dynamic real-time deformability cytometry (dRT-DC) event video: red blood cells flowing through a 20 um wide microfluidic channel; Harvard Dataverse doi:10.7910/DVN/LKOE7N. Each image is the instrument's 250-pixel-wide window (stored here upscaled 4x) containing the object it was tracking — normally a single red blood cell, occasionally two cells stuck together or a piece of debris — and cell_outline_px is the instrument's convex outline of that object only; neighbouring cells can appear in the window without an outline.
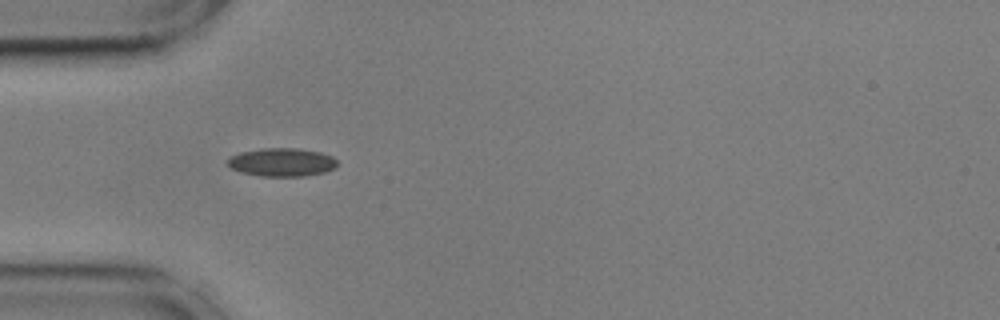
{"species": "common noctule bat (a hibernating species)", "species_latin": "Nyctalus noctula", "temperature_condition": "cold", "stored_images_in_passage": 44, "camera_frame_rate_fps": 3000, "um_per_image_px": 0.085, "animal": {"sex": "male", "body_mass_g": 17.9, "forearm_length_mm": 54.2}, "frame": {"image": 1, "passage_image": 5, "time_ms": 1.333, "image_size_px": [1000, 320], "cell_outline_px": [[336, 168], [324, 172], [304, 176], [260, 176], [240, 172], [232, 168], [228, 164], [228, 160], [232, 156], [240, 152], [260, 148], [296, 148], [320, 152], [332, 156], [336, 160]], "centroid_in_image_um": [23.96, 13.79], "position_along_channel_um": 61.0, "area_um2": 18.03}}
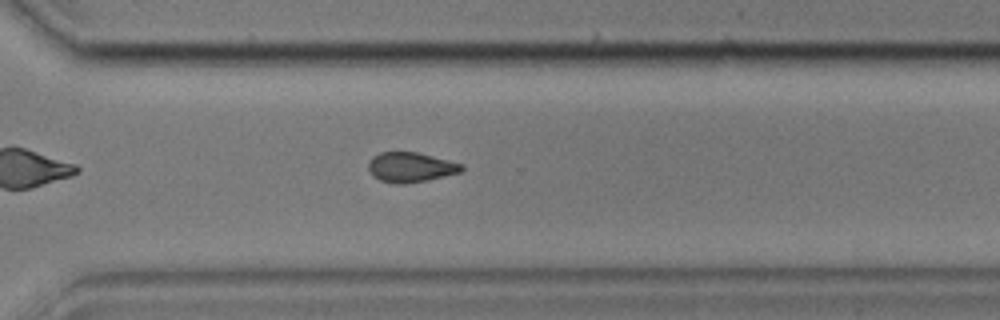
{"frame": {"image": 2, "passage_image": 28, "time_ms": 9.0, "image_size_px": [1000, 320], "cell_outline_px": [[464, 168], [460, 172], [444, 176], [404, 184], [396, 184], [380, 180], [372, 176], [368, 168], [368, 164], [372, 156], [380, 152], [416, 152], [464, 164]], "centroid_in_image_um": [34.88, 14.21], "position_along_channel_um": 335.7, "area_um2": 16.13}}
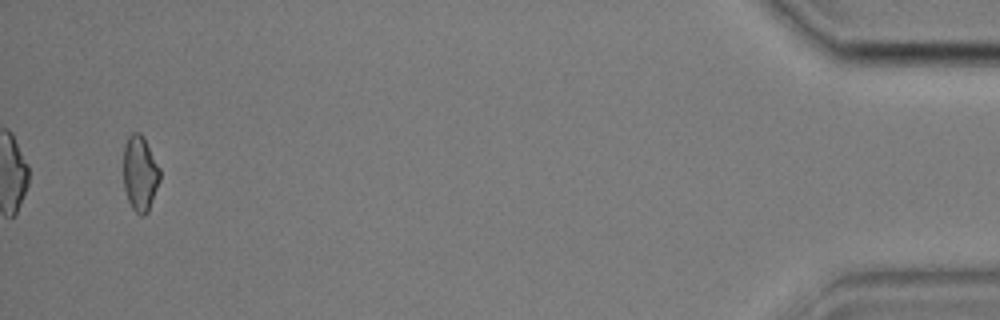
{"frame": {"image": 3, "passage_image": 42, "time_ms": 13.667, "image_size_px": [1000, 320], "cell_outline_px": [[160, 180], [148, 212], [144, 216], [140, 216], [132, 208], [128, 200], [124, 188], [124, 144], [128, 136], [132, 132], [140, 132], [144, 136], [160, 168]], "centroid_in_image_um": [11.91, 14.72], "position_along_channel_um": 423.3, "area_um2": 16.18}, "authors_computed_cell_mechanics": {"area_um2": 16.7042, "velocity_mm_per_s": 3.607, "shape_relaxation_time_tau1_ms": 6.032, "shape_relaxation_time_tau2_ms": null, "deformation_change_tau1": 0.0949, "deformation_change_tau2": null}}